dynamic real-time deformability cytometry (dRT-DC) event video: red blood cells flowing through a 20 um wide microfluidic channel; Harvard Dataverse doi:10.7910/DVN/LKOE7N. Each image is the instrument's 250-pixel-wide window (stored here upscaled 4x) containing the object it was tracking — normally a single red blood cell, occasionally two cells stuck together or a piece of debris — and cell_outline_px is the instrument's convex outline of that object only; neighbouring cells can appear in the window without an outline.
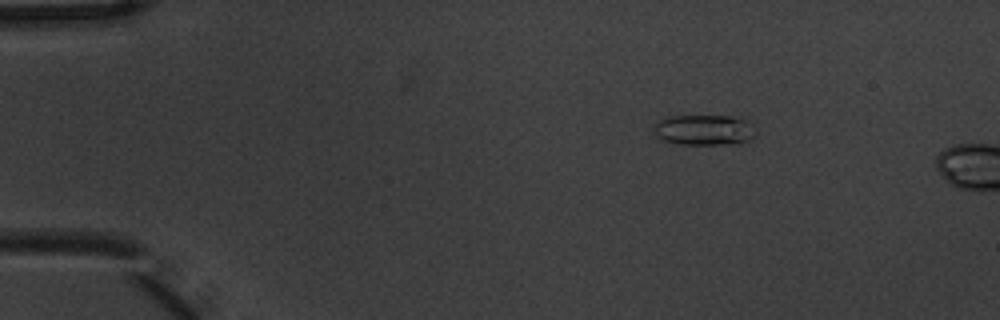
{"species": "common noctule bat (a hibernating species)", "species_latin": "Nyctalus noctula", "temperature_condition": "warm", "stored_images_in_passage": 5, "camera_frame_rate_fps": 3000, "um_per_image_px": 0.085, "animal": {"sex": "male", "body_mass_g": 20.1, "forearm_length_mm": 53.5}, "frame": {"image": 1, "passage_image": 3, "time_ms": 0.667, "image_size_px": [1000, 320], "cell_outline_px": [[756, 136], [740, 144], [680, 144], [664, 140], [656, 136], [652, 128], [660, 120], [672, 116], [744, 116], [752, 120], [756, 128]], "centroid_in_image_um": [59.98, 11.03], "position_along_channel_um": 25.0, "area_um2": 18.67}}